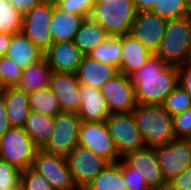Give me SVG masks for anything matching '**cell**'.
I'll return each instance as SVG.
<instances>
[{
  "label": "cell",
  "instance_id": "6da1fadb",
  "mask_svg": "<svg viewBox=\"0 0 191 190\" xmlns=\"http://www.w3.org/2000/svg\"><path fill=\"white\" fill-rule=\"evenodd\" d=\"M130 78L137 104H162L178 85V70L152 54Z\"/></svg>",
  "mask_w": 191,
  "mask_h": 190
},
{
  "label": "cell",
  "instance_id": "7a4b0ae2",
  "mask_svg": "<svg viewBox=\"0 0 191 190\" xmlns=\"http://www.w3.org/2000/svg\"><path fill=\"white\" fill-rule=\"evenodd\" d=\"M145 147L164 146L176 139L172 116L162 104H137L132 110Z\"/></svg>",
  "mask_w": 191,
  "mask_h": 190
},
{
  "label": "cell",
  "instance_id": "3957f363",
  "mask_svg": "<svg viewBox=\"0 0 191 190\" xmlns=\"http://www.w3.org/2000/svg\"><path fill=\"white\" fill-rule=\"evenodd\" d=\"M156 55L177 67L191 62V15L167 21Z\"/></svg>",
  "mask_w": 191,
  "mask_h": 190
},
{
  "label": "cell",
  "instance_id": "277c9868",
  "mask_svg": "<svg viewBox=\"0 0 191 190\" xmlns=\"http://www.w3.org/2000/svg\"><path fill=\"white\" fill-rule=\"evenodd\" d=\"M136 14L134 0H104L94 6L90 18L109 36L120 37L130 33Z\"/></svg>",
  "mask_w": 191,
  "mask_h": 190
},
{
  "label": "cell",
  "instance_id": "5b68a950",
  "mask_svg": "<svg viewBox=\"0 0 191 190\" xmlns=\"http://www.w3.org/2000/svg\"><path fill=\"white\" fill-rule=\"evenodd\" d=\"M38 149L39 147L23 128L12 127L0 137V159L20 171L32 167Z\"/></svg>",
  "mask_w": 191,
  "mask_h": 190
},
{
  "label": "cell",
  "instance_id": "8992f818",
  "mask_svg": "<svg viewBox=\"0 0 191 190\" xmlns=\"http://www.w3.org/2000/svg\"><path fill=\"white\" fill-rule=\"evenodd\" d=\"M105 122L121 159L145 147L132 112L110 114Z\"/></svg>",
  "mask_w": 191,
  "mask_h": 190
},
{
  "label": "cell",
  "instance_id": "52a82bcc",
  "mask_svg": "<svg viewBox=\"0 0 191 190\" xmlns=\"http://www.w3.org/2000/svg\"><path fill=\"white\" fill-rule=\"evenodd\" d=\"M53 0H43L23 14L21 33L32 41L43 53L52 45L50 21Z\"/></svg>",
  "mask_w": 191,
  "mask_h": 190
},
{
  "label": "cell",
  "instance_id": "ba28073f",
  "mask_svg": "<svg viewBox=\"0 0 191 190\" xmlns=\"http://www.w3.org/2000/svg\"><path fill=\"white\" fill-rule=\"evenodd\" d=\"M78 145L88 148L108 163H116L121 160L105 121H81Z\"/></svg>",
  "mask_w": 191,
  "mask_h": 190
},
{
  "label": "cell",
  "instance_id": "9c48e42d",
  "mask_svg": "<svg viewBox=\"0 0 191 190\" xmlns=\"http://www.w3.org/2000/svg\"><path fill=\"white\" fill-rule=\"evenodd\" d=\"M32 168L43 175L54 190H78L64 156L39 148L33 159Z\"/></svg>",
  "mask_w": 191,
  "mask_h": 190
},
{
  "label": "cell",
  "instance_id": "30bf717a",
  "mask_svg": "<svg viewBox=\"0 0 191 190\" xmlns=\"http://www.w3.org/2000/svg\"><path fill=\"white\" fill-rule=\"evenodd\" d=\"M80 124L81 120L77 113L61 111L55 117L53 133L42 149L66 157L78 146Z\"/></svg>",
  "mask_w": 191,
  "mask_h": 190
},
{
  "label": "cell",
  "instance_id": "8fae6325",
  "mask_svg": "<svg viewBox=\"0 0 191 190\" xmlns=\"http://www.w3.org/2000/svg\"><path fill=\"white\" fill-rule=\"evenodd\" d=\"M155 149L166 182L190 167L191 139L176 138L168 144Z\"/></svg>",
  "mask_w": 191,
  "mask_h": 190
},
{
  "label": "cell",
  "instance_id": "7c38bea8",
  "mask_svg": "<svg viewBox=\"0 0 191 190\" xmlns=\"http://www.w3.org/2000/svg\"><path fill=\"white\" fill-rule=\"evenodd\" d=\"M66 159L78 189L86 187L108 164L102 157L79 145L66 156Z\"/></svg>",
  "mask_w": 191,
  "mask_h": 190
},
{
  "label": "cell",
  "instance_id": "4fadbf2b",
  "mask_svg": "<svg viewBox=\"0 0 191 190\" xmlns=\"http://www.w3.org/2000/svg\"><path fill=\"white\" fill-rule=\"evenodd\" d=\"M111 114L132 112L137 106L131 78L119 73L100 88Z\"/></svg>",
  "mask_w": 191,
  "mask_h": 190
},
{
  "label": "cell",
  "instance_id": "5bb4252c",
  "mask_svg": "<svg viewBox=\"0 0 191 190\" xmlns=\"http://www.w3.org/2000/svg\"><path fill=\"white\" fill-rule=\"evenodd\" d=\"M167 21V19L150 11H139L132 23L130 34L152 54H156L162 42Z\"/></svg>",
  "mask_w": 191,
  "mask_h": 190
},
{
  "label": "cell",
  "instance_id": "9a60e30c",
  "mask_svg": "<svg viewBox=\"0 0 191 190\" xmlns=\"http://www.w3.org/2000/svg\"><path fill=\"white\" fill-rule=\"evenodd\" d=\"M122 159L146 180L152 190H166L167 182L163 177L155 148L144 147L128 153Z\"/></svg>",
  "mask_w": 191,
  "mask_h": 190
},
{
  "label": "cell",
  "instance_id": "2e32d148",
  "mask_svg": "<svg viewBox=\"0 0 191 190\" xmlns=\"http://www.w3.org/2000/svg\"><path fill=\"white\" fill-rule=\"evenodd\" d=\"M79 86L76 73L53 71L48 88L57 96L62 112L78 113L81 104Z\"/></svg>",
  "mask_w": 191,
  "mask_h": 190
},
{
  "label": "cell",
  "instance_id": "e0dca14e",
  "mask_svg": "<svg viewBox=\"0 0 191 190\" xmlns=\"http://www.w3.org/2000/svg\"><path fill=\"white\" fill-rule=\"evenodd\" d=\"M43 56L54 72L76 73L84 54L73 41H62L52 43Z\"/></svg>",
  "mask_w": 191,
  "mask_h": 190
},
{
  "label": "cell",
  "instance_id": "ac0fdd59",
  "mask_svg": "<svg viewBox=\"0 0 191 190\" xmlns=\"http://www.w3.org/2000/svg\"><path fill=\"white\" fill-rule=\"evenodd\" d=\"M81 104L78 116L84 122L106 121L111 114L100 89L87 84L79 86Z\"/></svg>",
  "mask_w": 191,
  "mask_h": 190
},
{
  "label": "cell",
  "instance_id": "d6986e66",
  "mask_svg": "<svg viewBox=\"0 0 191 190\" xmlns=\"http://www.w3.org/2000/svg\"><path fill=\"white\" fill-rule=\"evenodd\" d=\"M119 74L118 67L84 55L76 71L80 84H87L100 89L102 85Z\"/></svg>",
  "mask_w": 191,
  "mask_h": 190
},
{
  "label": "cell",
  "instance_id": "ffe728a7",
  "mask_svg": "<svg viewBox=\"0 0 191 190\" xmlns=\"http://www.w3.org/2000/svg\"><path fill=\"white\" fill-rule=\"evenodd\" d=\"M121 60L119 73L130 77L138 71L152 53L132 34L128 33L121 36Z\"/></svg>",
  "mask_w": 191,
  "mask_h": 190
},
{
  "label": "cell",
  "instance_id": "44dd1931",
  "mask_svg": "<svg viewBox=\"0 0 191 190\" xmlns=\"http://www.w3.org/2000/svg\"><path fill=\"white\" fill-rule=\"evenodd\" d=\"M85 17L59 8L53 0L50 29L54 42L73 41Z\"/></svg>",
  "mask_w": 191,
  "mask_h": 190
},
{
  "label": "cell",
  "instance_id": "7402d4cb",
  "mask_svg": "<svg viewBox=\"0 0 191 190\" xmlns=\"http://www.w3.org/2000/svg\"><path fill=\"white\" fill-rule=\"evenodd\" d=\"M0 95L5 101L11 126L23 128L30 112L29 94L15 86L0 89Z\"/></svg>",
  "mask_w": 191,
  "mask_h": 190
},
{
  "label": "cell",
  "instance_id": "603a6c76",
  "mask_svg": "<svg viewBox=\"0 0 191 190\" xmlns=\"http://www.w3.org/2000/svg\"><path fill=\"white\" fill-rule=\"evenodd\" d=\"M44 53L22 33L12 35L5 56L12 59L19 67L25 69L38 62Z\"/></svg>",
  "mask_w": 191,
  "mask_h": 190
},
{
  "label": "cell",
  "instance_id": "cb8c5ba5",
  "mask_svg": "<svg viewBox=\"0 0 191 190\" xmlns=\"http://www.w3.org/2000/svg\"><path fill=\"white\" fill-rule=\"evenodd\" d=\"M53 70L43 57L38 62L23 69L17 88L31 93L35 90L48 87Z\"/></svg>",
  "mask_w": 191,
  "mask_h": 190
},
{
  "label": "cell",
  "instance_id": "d4e9b609",
  "mask_svg": "<svg viewBox=\"0 0 191 190\" xmlns=\"http://www.w3.org/2000/svg\"><path fill=\"white\" fill-rule=\"evenodd\" d=\"M108 37L109 35L100 24L95 23L91 18H85L73 42L84 55H87Z\"/></svg>",
  "mask_w": 191,
  "mask_h": 190
},
{
  "label": "cell",
  "instance_id": "484cf974",
  "mask_svg": "<svg viewBox=\"0 0 191 190\" xmlns=\"http://www.w3.org/2000/svg\"><path fill=\"white\" fill-rule=\"evenodd\" d=\"M86 187L89 190H128L123 179V159L108 163Z\"/></svg>",
  "mask_w": 191,
  "mask_h": 190
},
{
  "label": "cell",
  "instance_id": "4316f807",
  "mask_svg": "<svg viewBox=\"0 0 191 190\" xmlns=\"http://www.w3.org/2000/svg\"><path fill=\"white\" fill-rule=\"evenodd\" d=\"M54 119L55 117L30 110L23 129L39 148L50 139L54 130Z\"/></svg>",
  "mask_w": 191,
  "mask_h": 190
},
{
  "label": "cell",
  "instance_id": "83f0119b",
  "mask_svg": "<svg viewBox=\"0 0 191 190\" xmlns=\"http://www.w3.org/2000/svg\"><path fill=\"white\" fill-rule=\"evenodd\" d=\"M29 109L50 117L61 112L57 96L48 87L29 93Z\"/></svg>",
  "mask_w": 191,
  "mask_h": 190
},
{
  "label": "cell",
  "instance_id": "f1b7e54d",
  "mask_svg": "<svg viewBox=\"0 0 191 190\" xmlns=\"http://www.w3.org/2000/svg\"><path fill=\"white\" fill-rule=\"evenodd\" d=\"M121 36H109L105 41L91 50L87 56L102 63L114 65L119 68L121 60Z\"/></svg>",
  "mask_w": 191,
  "mask_h": 190
},
{
  "label": "cell",
  "instance_id": "f546056e",
  "mask_svg": "<svg viewBox=\"0 0 191 190\" xmlns=\"http://www.w3.org/2000/svg\"><path fill=\"white\" fill-rule=\"evenodd\" d=\"M167 20L191 15L189 0H156L150 11Z\"/></svg>",
  "mask_w": 191,
  "mask_h": 190
},
{
  "label": "cell",
  "instance_id": "4dcf8cb0",
  "mask_svg": "<svg viewBox=\"0 0 191 190\" xmlns=\"http://www.w3.org/2000/svg\"><path fill=\"white\" fill-rule=\"evenodd\" d=\"M23 15L9 2L0 0V32L15 35L21 33Z\"/></svg>",
  "mask_w": 191,
  "mask_h": 190
},
{
  "label": "cell",
  "instance_id": "1f68e13d",
  "mask_svg": "<svg viewBox=\"0 0 191 190\" xmlns=\"http://www.w3.org/2000/svg\"><path fill=\"white\" fill-rule=\"evenodd\" d=\"M162 106L170 116H174L191 108V97L186 90L178 84L165 98Z\"/></svg>",
  "mask_w": 191,
  "mask_h": 190
},
{
  "label": "cell",
  "instance_id": "d6a6232c",
  "mask_svg": "<svg viewBox=\"0 0 191 190\" xmlns=\"http://www.w3.org/2000/svg\"><path fill=\"white\" fill-rule=\"evenodd\" d=\"M23 68L7 56L0 57V89L15 87L19 83Z\"/></svg>",
  "mask_w": 191,
  "mask_h": 190
},
{
  "label": "cell",
  "instance_id": "836d02e7",
  "mask_svg": "<svg viewBox=\"0 0 191 190\" xmlns=\"http://www.w3.org/2000/svg\"><path fill=\"white\" fill-rule=\"evenodd\" d=\"M20 187L23 190H54L51 183L32 167L21 171Z\"/></svg>",
  "mask_w": 191,
  "mask_h": 190
},
{
  "label": "cell",
  "instance_id": "e575fe53",
  "mask_svg": "<svg viewBox=\"0 0 191 190\" xmlns=\"http://www.w3.org/2000/svg\"><path fill=\"white\" fill-rule=\"evenodd\" d=\"M21 171L0 159V190H15L20 186Z\"/></svg>",
  "mask_w": 191,
  "mask_h": 190
},
{
  "label": "cell",
  "instance_id": "d590c367",
  "mask_svg": "<svg viewBox=\"0 0 191 190\" xmlns=\"http://www.w3.org/2000/svg\"><path fill=\"white\" fill-rule=\"evenodd\" d=\"M54 3L63 10L83 15L85 18H90L95 6L94 0H54Z\"/></svg>",
  "mask_w": 191,
  "mask_h": 190
},
{
  "label": "cell",
  "instance_id": "8d00e7d4",
  "mask_svg": "<svg viewBox=\"0 0 191 190\" xmlns=\"http://www.w3.org/2000/svg\"><path fill=\"white\" fill-rule=\"evenodd\" d=\"M176 138L191 139V108L172 116Z\"/></svg>",
  "mask_w": 191,
  "mask_h": 190
},
{
  "label": "cell",
  "instance_id": "74e56055",
  "mask_svg": "<svg viewBox=\"0 0 191 190\" xmlns=\"http://www.w3.org/2000/svg\"><path fill=\"white\" fill-rule=\"evenodd\" d=\"M123 179L128 190H152L146 180L123 160Z\"/></svg>",
  "mask_w": 191,
  "mask_h": 190
},
{
  "label": "cell",
  "instance_id": "f35d334b",
  "mask_svg": "<svg viewBox=\"0 0 191 190\" xmlns=\"http://www.w3.org/2000/svg\"><path fill=\"white\" fill-rule=\"evenodd\" d=\"M166 190H191V166L168 181Z\"/></svg>",
  "mask_w": 191,
  "mask_h": 190
},
{
  "label": "cell",
  "instance_id": "ab89813d",
  "mask_svg": "<svg viewBox=\"0 0 191 190\" xmlns=\"http://www.w3.org/2000/svg\"><path fill=\"white\" fill-rule=\"evenodd\" d=\"M178 84L186 90L191 97V62H187L177 67Z\"/></svg>",
  "mask_w": 191,
  "mask_h": 190
},
{
  "label": "cell",
  "instance_id": "60d3db41",
  "mask_svg": "<svg viewBox=\"0 0 191 190\" xmlns=\"http://www.w3.org/2000/svg\"><path fill=\"white\" fill-rule=\"evenodd\" d=\"M12 128L8 119L5 101L0 95V137H2L8 130Z\"/></svg>",
  "mask_w": 191,
  "mask_h": 190
},
{
  "label": "cell",
  "instance_id": "b9f144b4",
  "mask_svg": "<svg viewBox=\"0 0 191 190\" xmlns=\"http://www.w3.org/2000/svg\"><path fill=\"white\" fill-rule=\"evenodd\" d=\"M43 0H9V2L23 15Z\"/></svg>",
  "mask_w": 191,
  "mask_h": 190
},
{
  "label": "cell",
  "instance_id": "7bdbcfd3",
  "mask_svg": "<svg viewBox=\"0 0 191 190\" xmlns=\"http://www.w3.org/2000/svg\"><path fill=\"white\" fill-rule=\"evenodd\" d=\"M156 0H134L136 11H151Z\"/></svg>",
  "mask_w": 191,
  "mask_h": 190
},
{
  "label": "cell",
  "instance_id": "ee69618b",
  "mask_svg": "<svg viewBox=\"0 0 191 190\" xmlns=\"http://www.w3.org/2000/svg\"><path fill=\"white\" fill-rule=\"evenodd\" d=\"M12 35L0 32V57L5 56L11 42Z\"/></svg>",
  "mask_w": 191,
  "mask_h": 190
},
{
  "label": "cell",
  "instance_id": "f6af8a7d",
  "mask_svg": "<svg viewBox=\"0 0 191 190\" xmlns=\"http://www.w3.org/2000/svg\"><path fill=\"white\" fill-rule=\"evenodd\" d=\"M95 5H97L98 3H104V0H94Z\"/></svg>",
  "mask_w": 191,
  "mask_h": 190
},
{
  "label": "cell",
  "instance_id": "bcb514c9",
  "mask_svg": "<svg viewBox=\"0 0 191 190\" xmlns=\"http://www.w3.org/2000/svg\"><path fill=\"white\" fill-rule=\"evenodd\" d=\"M78 190H89L87 187L79 188Z\"/></svg>",
  "mask_w": 191,
  "mask_h": 190
},
{
  "label": "cell",
  "instance_id": "7dc6e473",
  "mask_svg": "<svg viewBox=\"0 0 191 190\" xmlns=\"http://www.w3.org/2000/svg\"><path fill=\"white\" fill-rule=\"evenodd\" d=\"M15 190H23L20 186L18 188H16Z\"/></svg>",
  "mask_w": 191,
  "mask_h": 190
}]
</instances>
